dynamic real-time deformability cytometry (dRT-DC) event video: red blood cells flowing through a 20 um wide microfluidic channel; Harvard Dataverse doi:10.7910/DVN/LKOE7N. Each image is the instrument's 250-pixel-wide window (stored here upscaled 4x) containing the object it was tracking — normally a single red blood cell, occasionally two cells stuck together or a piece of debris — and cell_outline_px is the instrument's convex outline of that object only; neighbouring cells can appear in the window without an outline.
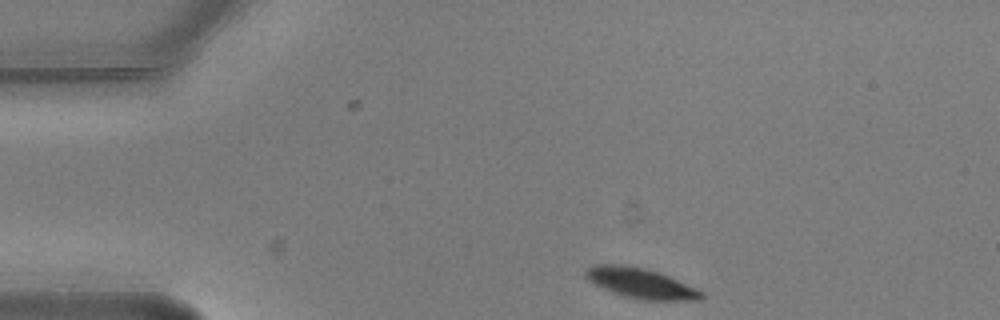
{"species": "common noctule bat (a hibernating species)", "species_latin": "Nyctalus noctula", "temperature_condition": "warm", "stored_images_in_passage": 6, "segment_of_instrument_passage": [2, 2], "camera_frame_rate_fps": 3000, "um_per_image_px": 0.085, "animal": {"sex": "male", "body_mass_g": 20.5, "forearm_length_mm": 52.5}, "frame": {"image": 1, "passage_image": 6, "time_ms": 1.667, "image_size_px": [1000, 320], "cell_outline_px": [[704, 296], [700, 300], [636, 300], [612, 292], [588, 280], [584, 276], [584, 272], [592, 264], [620, 264], [640, 268], [656, 272], [668, 276], [704, 292]], "centroid_in_image_um": [54.43, 24.08], "position_along_channel_um": 30.6, "area_um2": 20.11}}